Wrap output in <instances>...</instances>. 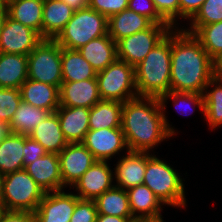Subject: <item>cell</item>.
Returning <instances> with one entry per match:
<instances>
[{
  "label": "cell",
  "instance_id": "obj_1",
  "mask_svg": "<svg viewBox=\"0 0 222 222\" xmlns=\"http://www.w3.org/2000/svg\"><path fill=\"white\" fill-rule=\"evenodd\" d=\"M181 27L171 30L170 90L203 93L216 75L215 62L200 41Z\"/></svg>",
  "mask_w": 222,
  "mask_h": 222
},
{
  "label": "cell",
  "instance_id": "obj_2",
  "mask_svg": "<svg viewBox=\"0 0 222 222\" xmlns=\"http://www.w3.org/2000/svg\"><path fill=\"white\" fill-rule=\"evenodd\" d=\"M121 129L129 151L150 153L158 144L174 137L166 127L159 99L155 97H136L124 102Z\"/></svg>",
  "mask_w": 222,
  "mask_h": 222
},
{
  "label": "cell",
  "instance_id": "obj_3",
  "mask_svg": "<svg viewBox=\"0 0 222 222\" xmlns=\"http://www.w3.org/2000/svg\"><path fill=\"white\" fill-rule=\"evenodd\" d=\"M171 31L135 67L138 97H155L170 91Z\"/></svg>",
  "mask_w": 222,
  "mask_h": 222
},
{
  "label": "cell",
  "instance_id": "obj_4",
  "mask_svg": "<svg viewBox=\"0 0 222 222\" xmlns=\"http://www.w3.org/2000/svg\"><path fill=\"white\" fill-rule=\"evenodd\" d=\"M176 169L155 154L146 152V170L143 184L167 206L185 208V186Z\"/></svg>",
  "mask_w": 222,
  "mask_h": 222
},
{
  "label": "cell",
  "instance_id": "obj_5",
  "mask_svg": "<svg viewBox=\"0 0 222 222\" xmlns=\"http://www.w3.org/2000/svg\"><path fill=\"white\" fill-rule=\"evenodd\" d=\"M108 34V18L91 8L74 12L54 39L62 48L78 50L89 41Z\"/></svg>",
  "mask_w": 222,
  "mask_h": 222
},
{
  "label": "cell",
  "instance_id": "obj_6",
  "mask_svg": "<svg viewBox=\"0 0 222 222\" xmlns=\"http://www.w3.org/2000/svg\"><path fill=\"white\" fill-rule=\"evenodd\" d=\"M44 195L45 191L25 169L3 176V210L34 213Z\"/></svg>",
  "mask_w": 222,
  "mask_h": 222
},
{
  "label": "cell",
  "instance_id": "obj_7",
  "mask_svg": "<svg viewBox=\"0 0 222 222\" xmlns=\"http://www.w3.org/2000/svg\"><path fill=\"white\" fill-rule=\"evenodd\" d=\"M99 94L102 100L124 103L138 97L135 68L117 59L106 69L97 72Z\"/></svg>",
  "mask_w": 222,
  "mask_h": 222
},
{
  "label": "cell",
  "instance_id": "obj_8",
  "mask_svg": "<svg viewBox=\"0 0 222 222\" xmlns=\"http://www.w3.org/2000/svg\"><path fill=\"white\" fill-rule=\"evenodd\" d=\"M28 79L59 89L63 82L61 46L54 39H43L28 55Z\"/></svg>",
  "mask_w": 222,
  "mask_h": 222
},
{
  "label": "cell",
  "instance_id": "obj_9",
  "mask_svg": "<svg viewBox=\"0 0 222 222\" xmlns=\"http://www.w3.org/2000/svg\"><path fill=\"white\" fill-rule=\"evenodd\" d=\"M172 29L169 24H153L144 31L121 38L116 42L118 59L135 68Z\"/></svg>",
  "mask_w": 222,
  "mask_h": 222
},
{
  "label": "cell",
  "instance_id": "obj_10",
  "mask_svg": "<svg viewBox=\"0 0 222 222\" xmlns=\"http://www.w3.org/2000/svg\"><path fill=\"white\" fill-rule=\"evenodd\" d=\"M42 40L38 32L8 15L0 34V52L28 56Z\"/></svg>",
  "mask_w": 222,
  "mask_h": 222
},
{
  "label": "cell",
  "instance_id": "obj_11",
  "mask_svg": "<svg viewBox=\"0 0 222 222\" xmlns=\"http://www.w3.org/2000/svg\"><path fill=\"white\" fill-rule=\"evenodd\" d=\"M82 144L94 155L97 161L111 160L116 154L129 151L121 128L89 130Z\"/></svg>",
  "mask_w": 222,
  "mask_h": 222
},
{
  "label": "cell",
  "instance_id": "obj_12",
  "mask_svg": "<svg viewBox=\"0 0 222 222\" xmlns=\"http://www.w3.org/2000/svg\"><path fill=\"white\" fill-rule=\"evenodd\" d=\"M58 155L63 190L68 187L71 188L97 161L94 155L82 144V142L68 143Z\"/></svg>",
  "mask_w": 222,
  "mask_h": 222
},
{
  "label": "cell",
  "instance_id": "obj_13",
  "mask_svg": "<svg viewBox=\"0 0 222 222\" xmlns=\"http://www.w3.org/2000/svg\"><path fill=\"white\" fill-rule=\"evenodd\" d=\"M109 161H96L71 187L80 199L95 200L98 196L113 188L114 170Z\"/></svg>",
  "mask_w": 222,
  "mask_h": 222
},
{
  "label": "cell",
  "instance_id": "obj_14",
  "mask_svg": "<svg viewBox=\"0 0 222 222\" xmlns=\"http://www.w3.org/2000/svg\"><path fill=\"white\" fill-rule=\"evenodd\" d=\"M76 203L73 192H47L34 212L35 222H70Z\"/></svg>",
  "mask_w": 222,
  "mask_h": 222
},
{
  "label": "cell",
  "instance_id": "obj_15",
  "mask_svg": "<svg viewBox=\"0 0 222 222\" xmlns=\"http://www.w3.org/2000/svg\"><path fill=\"white\" fill-rule=\"evenodd\" d=\"M24 169L45 193L63 190L60 160L57 153L47 152Z\"/></svg>",
  "mask_w": 222,
  "mask_h": 222
},
{
  "label": "cell",
  "instance_id": "obj_16",
  "mask_svg": "<svg viewBox=\"0 0 222 222\" xmlns=\"http://www.w3.org/2000/svg\"><path fill=\"white\" fill-rule=\"evenodd\" d=\"M60 106L92 108L101 99L96 78L63 81L59 89Z\"/></svg>",
  "mask_w": 222,
  "mask_h": 222
},
{
  "label": "cell",
  "instance_id": "obj_17",
  "mask_svg": "<svg viewBox=\"0 0 222 222\" xmlns=\"http://www.w3.org/2000/svg\"><path fill=\"white\" fill-rule=\"evenodd\" d=\"M125 154L119 156L120 159L113 169L115 186L127 190L143 184L146 170V152L126 151Z\"/></svg>",
  "mask_w": 222,
  "mask_h": 222
},
{
  "label": "cell",
  "instance_id": "obj_18",
  "mask_svg": "<svg viewBox=\"0 0 222 222\" xmlns=\"http://www.w3.org/2000/svg\"><path fill=\"white\" fill-rule=\"evenodd\" d=\"M132 216L136 220L162 219L161 200L144 184L126 190Z\"/></svg>",
  "mask_w": 222,
  "mask_h": 222
},
{
  "label": "cell",
  "instance_id": "obj_19",
  "mask_svg": "<svg viewBox=\"0 0 222 222\" xmlns=\"http://www.w3.org/2000/svg\"><path fill=\"white\" fill-rule=\"evenodd\" d=\"M55 112L67 142H82L86 133L90 130V108L60 106Z\"/></svg>",
  "mask_w": 222,
  "mask_h": 222
},
{
  "label": "cell",
  "instance_id": "obj_20",
  "mask_svg": "<svg viewBox=\"0 0 222 222\" xmlns=\"http://www.w3.org/2000/svg\"><path fill=\"white\" fill-rule=\"evenodd\" d=\"M23 102L54 113L60 107L59 88L27 79L19 88Z\"/></svg>",
  "mask_w": 222,
  "mask_h": 222
},
{
  "label": "cell",
  "instance_id": "obj_21",
  "mask_svg": "<svg viewBox=\"0 0 222 222\" xmlns=\"http://www.w3.org/2000/svg\"><path fill=\"white\" fill-rule=\"evenodd\" d=\"M78 51L96 72L106 69L118 59L117 44L108 34L89 41Z\"/></svg>",
  "mask_w": 222,
  "mask_h": 222
},
{
  "label": "cell",
  "instance_id": "obj_22",
  "mask_svg": "<svg viewBox=\"0 0 222 222\" xmlns=\"http://www.w3.org/2000/svg\"><path fill=\"white\" fill-rule=\"evenodd\" d=\"M39 142L48 153L59 154L68 144L61 130L57 113H50L29 134Z\"/></svg>",
  "mask_w": 222,
  "mask_h": 222
},
{
  "label": "cell",
  "instance_id": "obj_23",
  "mask_svg": "<svg viewBox=\"0 0 222 222\" xmlns=\"http://www.w3.org/2000/svg\"><path fill=\"white\" fill-rule=\"evenodd\" d=\"M153 24L149 18L127 8L108 18V35L117 42L121 38L144 31Z\"/></svg>",
  "mask_w": 222,
  "mask_h": 222
},
{
  "label": "cell",
  "instance_id": "obj_24",
  "mask_svg": "<svg viewBox=\"0 0 222 222\" xmlns=\"http://www.w3.org/2000/svg\"><path fill=\"white\" fill-rule=\"evenodd\" d=\"M75 10L62 0H44L42 38L55 39L72 18Z\"/></svg>",
  "mask_w": 222,
  "mask_h": 222
},
{
  "label": "cell",
  "instance_id": "obj_25",
  "mask_svg": "<svg viewBox=\"0 0 222 222\" xmlns=\"http://www.w3.org/2000/svg\"><path fill=\"white\" fill-rule=\"evenodd\" d=\"M28 79V56L0 52V87L19 89Z\"/></svg>",
  "mask_w": 222,
  "mask_h": 222
},
{
  "label": "cell",
  "instance_id": "obj_26",
  "mask_svg": "<svg viewBox=\"0 0 222 222\" xmlns=\"http://www.w3.org/2000/svg\"><path fill=\"white\" fill-rule=\"evenodd\" d=\"M24 135L9 132L0 141V174L6 175L24 169Z\"/></svg>",
  "mask_w": 222,
  "mask_h": 222
},
{
  "label": "cell",
  "instance_id": "obj_27",
  "mask_svg": "<svg viewBox=\"0 0 222 222\" xmlns=\"http://www.w3.org/2000/svg\"><path fill=\"white\" fill-rule=\"evenodd\" d=\"M63 81L76 82L96 78L97 72L78 50L61 47Z\"/></svg>",
  "mask_w": 222,
  "mask_h": 222
},
{
  "label": "cell",
  "instance_id": "obj_28",
  "mask_svg": "<svg viewBox=\"0 0 222 222\" xmlns=\"http://www.w3.org/2000/svg\"><path fill=\"white\" fill-rule=\"evenodd\" d=\"M44 0H16L7 6L8 15L38 32L42 37Z\"/></svg>",
  "mask_w": 222,
  "mask_h": 222
},
{
  "label": "cell",
  "instance_id": "obj_29",
  "mask_svg": "<svg viewBox=\"0 0 222 222\" xmlns=\"http://www.w3.org/2000/svg\"><path fill=\"white\" fill-rule=\"evenodd\" d=\"M123 103L118 101L100 100L89 114V129L121 128Z\"/></svg>",
  "mask_w": 222,
  "mask_h": 222
},
{
  "label": "cell",
  "instance_id": "obj_30",
  "mask_svg": "<svg viewBox=\"0 0 222 222\" xmlns=\"http://www.w3.org/2000/svg\"><path fill=\"white\" fill-rule=\"evenodd\" d=\"M51 112L21 101L8 128L11 133L27 135Z\"/></svg>",
  "mask_w": 222,
  "mask_h": 222
},
{
  "label": "cell",
  "instance_id": "obj_31",
  "mask_svg": "<svg viewBox=\"0 0 222 222\" xmlns=\"http://www.w3.org/2000/svg\"><path fill=\"white\" fill-rule=\"evenodd\" d=\"M203 97L204 118L213 131L222 126V79L215 75L206 85Z\"/></svg>",
  "mask_w": 222,
  "mask_h": 222
},
{
  "label": "cell",
  "instance_id": "obj_32",
  "mask_svg": "<svg viewBox=\"0 0 222 222\" xmlns=\"http://www.w3.org/2000/svg\"><path fill=\"white\" fill-rule=\"evenodd\" d=\"M97 213L118 217H133L129 207L127 191L114 186L95 200Z\"/></svg>",
  "mask_w": 222,
  "mask_h": 222
},
{
  "label": "cell",
  "instance_id": "obj_33",
  "mask_svg": "<svg viewBox=\"0 0 222 222\" xmlns=\"http://www.w3.org/2000/svg\"><path fill=\"white\" fill-rule=\"evenodd\" d=\"M158 99H159V102H160V105H161V110L163 112V118H164L166 127H167L168 131L173 136L176 134L177 130H174L175 128L172 127V125L169 123V121L167 119V116L165 114L167 100L172 99V101L174 103V106L176 107V110L180 111L179 113H181V114H185L186 111H187V110L186 111L183 110L185 112L184 113L183 111H181L182 109H187L188 105L189 106L193 105V106H190V107H193V109H191L192 114L194 113L195 108H198L201 111V113L204 115V97H203V93L176 92V91L170 90L168 93L161 95ZM180 105H181V107L183 105H186V106L185 107L183 106L182 109H181ZM186 114L188 115L189 113L187 112Z\"/></svg>",
  "mask_w": 222,
  "mask_h": 222
},
{
  "label": "cell",
  "instance_id": "obj_34",
  "mask_svg": "<svg viewBox=\"0 0 222 222\" xmlns=\"http://www.w3.org/2000/svg\"><path fill=\"white\" fill-rule=\"evenodd\" d=\"M193 35L215 63L222 58V21L203 25Z\"/></svg>",
  "mask_w": 222,
  "mask_h": 222
},
{
  "label": "cell",
  "instance_id": "obj_35",
  "mask_svg": "<svg viewBox=\"0 0 222 222\" xmlns=\"http://www.w3.org/2000/svg\"><path fill=\"white\" fill-rule=\"evenodd\" d=\"M222 21V0H205L201 8L189 20L185 31L194 34L201 26Z\"/></svg>",
  "mask_w": 222,
  "mask_h": 222
},
{
  "label": "cell",
  "instance_id": "obj_36",
  "mask_svg": "<svg viewBox=\"0 0 222 222\" xmlns=\"http://www.w3.org/2000/svg\"><path fill=\"white\" fill-rule=\"evenodd\" d=\"M21 101L19 89L0 87V121L9 125Z\"/></svg>",
  "mask_w": 222,
  "mask_h": 222
},
{
  "label": "cell",
  "instance_id": "obj_37",
  "mask_svg": "<svg viewBox=\"0 0 222 222\" xmlns=\"http://www.w3.org/2000/svg\"><path fill=\"white\" fill-rule=\"evenodd\" d=\"M97 208L94 200L80 199L77 196L70 222H96Z\"/></svg>",
  "mask_w": 222,
  "mask_h": 222
},
{
  "label": "cell",
  "instance_id": "obj_38",
  "mask_svg": "<svg viewBox=\"0 0 222 222\" xmlns=\"http://www.w3.org/2000/svg\"><path fill=\"white\" fill-rule=\"evenodd\" d=\"M152 1L160 16L172 28H178L179 25L177 23L178 22L177 19H179V0H152Z\"/></svg>",
  "mask_w": 222,
  "mask_h": 222
},
{
  "label": "cell",
  "instance_id": "obj_39",
  "mask_svg": "<svg viewBox=\"0 0 222 222\" xmlns=\"http://www.w3.org/2000/svg\"><path fill=\"white\" fill-rule=\"evenodd\" d=\"M128 2L129 0H89L88 7L109 18L127 9Z\"/></svg>",
  "mask_w": 222,
  "mask_h": 222
},
{
  "label": "cell",
  "instance_id": "obj_40",
  "mask_svg": "<svg viewBox=\"0 0 222 222\" xmlns=\"http://www.w3.org/2000/svg\"><path fill=\"white\" fill-rule=\"evenodd\" d=\"M128 9L149 18L154 24H168L157 12L152 0H129Z\"/></svg>",
  "mask_w": 222,
  "mask_h": 222
},
{
  "label": "cell",
  "instance_id": "obj_41",
  "mask_svg": "<svg viewBox=\"0 0 222 222\" xmlns=\"http://www.w3.org/2000/svg\"><path fill=\"white\" fill-rule=\"evenodd\" d=\"M47 151L44 147L32 139L31 137L24 135V148H23V165L24 168L37 160L39 157L44 156Z\"/></svg>",
  "mask_w": 222,
  "mask_h": 222
},
{
  "label": "cell",
  "instance_id": "obj_42",
  "mask_svg": "<svg viewBox=\"0 0 222 222\" xmlns=\"http://www.w3.org/2000/svg\"><path fill=\"white\" fill-rule=\"evenodd\" d=\"M205 0H179V19L190 20Z\"/></svg>",
  "mask_w": 222,
  "mask_h": 222
},
{
  "label": "cell",
  "instance_id": "obj_43",
  "mask_svg": "<svg viewBox=\"0 0 222 222\" xmlns=\"http://www.w3.org/2000/svg\"><path fill=\"white\" fill-rule=\"evenodd\" d=\"M0 222H35V216L32 212L3 210Z\"/></svg>",
  "mask_w": 222,
  "mask_h": 222
},
{
  "label": "cell",
  "instance_id": "obj_44",
  "mask_svg": "<svg viewBox=\"0 0 222 222\" xmlns=\"http://www.w3.org/2000/svg\"><path fill=\"white\" fill-rule=\"evenodd\" d=\"M134 217H118L104 214H97L96 222H134Z\"/></svg>",
  "mask_w": 222,
  "mask_h": 222
},
{
  "label": "cell",
  "instance_id": "obj_45",
  "mask_svg": "<svg viewBox=\"0 0 222 222\" xmlns=\"http://www.w3.org/2000/svg\"><path fill=\"white\" fill-rule=\"evenodd\" d=\"M73 10H81L88 8L89 0H62Z\"/></svg>",
  "mask_w": 222,
  "mask_h": 222
},
{
  "label": "cell",
  "instance_id": "obj_46",
  "mask_svg": "<svg viewBox=\"0 0 222 222\" xmlns=\"http://www.w3.org/2000/svg\"><path fill=\"white\" fill-rule=\"evenodd\" d=\"M8 16L7 6L0 5V34Z\"/></svg>",
  "mask_w": 222,
  "mask_h": 222
},
{
  "label": "cell",
  "instance_id": "obj_47",
  "mask_svg": "<svg viewBox=\"0 0 222 222\" xmlns=\"http://www.w3.org/2000/svg\"><path fill=\"white\" fill-rule=\"evenodd\" d=\"M8 125L0 121V141L9 133Z\"/></svg>",
  "mask_w": 222,
  "mask_h": 222
},
{
  "label": "cell",
  "instance_id": "obj_48",
  "mask_svg": "<svg viewBox=\"0 0 222 222\" xmlns=\"http://www.w3.org/2000/svg\"><path fill=\"white\" fill-rule=\"evenodd\" d=\"M216 75L222 79V58L219 59L216 63Z\"/></svg>",
  "mask_w": 222,
  "mask_h": 222
},
{
  "label": "cell",
  "instance_id": "obj_49",
  "mask_svg": "<svg viewBox=\"0 0 222 222\" xmlns=\"http://www.w3.org/2000/svg\"><path fill=\"white\" fill-rule=\"evenodd\" d=\"M3 175L0 174V203L2 202Z\"/></svg>",
  "mask_w": 222,
  "mask_h": 222
},
{
  "label": "cell",
  "instance_id": "obj_50",
  "mask_svg": "<svg viewBox=\"0 0 222 222\" xmlns=\"http://www.w3.org/2000/svg\"><path fill=\"white\" fill-rule=\"evenodd\" d=\"M13 1L16 0H0V5L8 6Z\"/></svg>",
  "mask_w": 222,
  "mask_h": 222
},
{
  "label": "cell",
  "instance_id": "obj_51",
  "mask_svg": "<svg viewBox=\"0 0 222 222\" xmlns=\"http://www.w3.org/2000/svg\"><path fill=\"white\" fill-rule=\"evenodd\" d=\"M135 222H164L163 219L159 220H136Z\"/></svg>",
  "mask_w": 222,
  "mask_h": 222
},
{
  "label": "cell",
  "instance_id": "obj_52",
  "mask_svg": "<svg viewBox=\"0 0 222 222\" xmlns=\"http://www.w3.org/2000/svg\"><path fill=\"white\" fill-rule=\"evenodd\" d=\"M3 212L2 204L0 203V214Z\"/></svg>",
  "mask_w": 222,
  "mask_h": 222
}]
</instances>
